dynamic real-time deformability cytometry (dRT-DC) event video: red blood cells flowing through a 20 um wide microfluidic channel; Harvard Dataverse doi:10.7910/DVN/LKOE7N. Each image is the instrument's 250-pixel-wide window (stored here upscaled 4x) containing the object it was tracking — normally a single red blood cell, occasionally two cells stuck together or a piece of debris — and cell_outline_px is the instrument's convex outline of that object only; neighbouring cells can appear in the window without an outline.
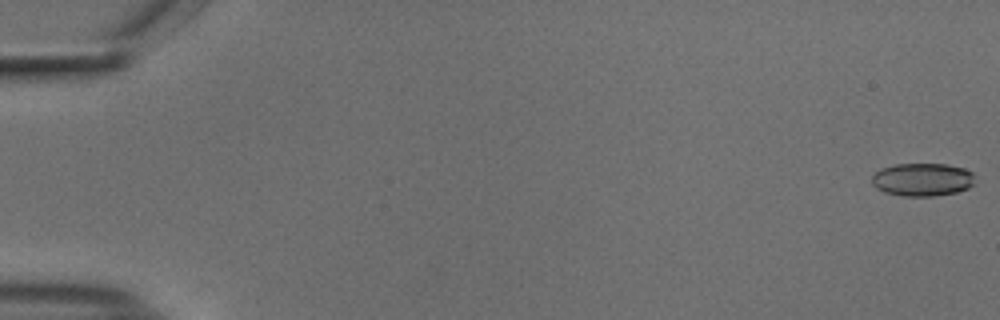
{"species": "common noctule bat (a hibernating species)", "species_latin": "Nyctalus noctula", "temperature_condition": "cold", "stored_images_in_passage": 15, "camera_frame_rate_fps": 3000, "um_per_image_px": 0.085, "animal": {"sex": "male", "body_mass_g": 18.8}, "frame": {"image": 1, "passage_image": 1, "time_ms": 0.0, "image_size_px": [1000, 320], "cell_outline_px": [[976, 176], [972, 184], [968, 188], [956, 192], [932, 196], [904, 196], [884, 192], [876, 188], [872, 184], [872, 176], [880, 168], [896, 164], [948, 164], [964, 168], [972, 172]], "centroid_in_image_um": [78.4, 15.25], "position_along_channel_um": 6.6, "area_um2": 19.94}}